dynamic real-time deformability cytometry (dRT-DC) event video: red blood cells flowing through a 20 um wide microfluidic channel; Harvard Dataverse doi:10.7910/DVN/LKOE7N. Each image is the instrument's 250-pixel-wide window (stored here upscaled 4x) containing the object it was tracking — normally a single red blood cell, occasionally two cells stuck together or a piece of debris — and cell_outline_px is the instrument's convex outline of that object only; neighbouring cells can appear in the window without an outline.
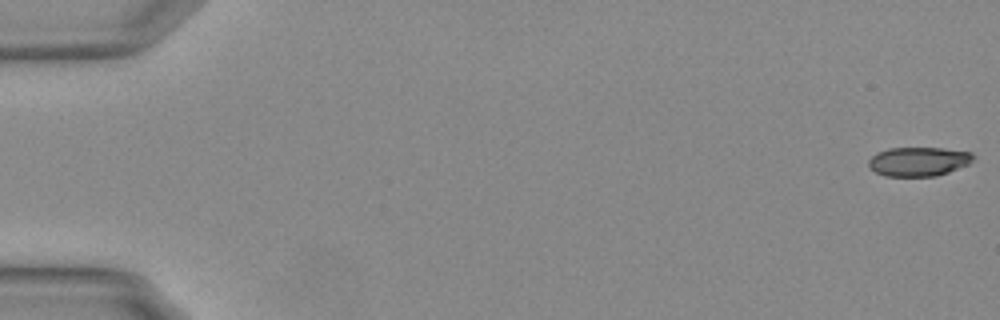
{"species": "Egyptian fruit bat (a non-hibernating species)", "species_latin": "Rousettus aegyptiacus", "temperature_condition": "warm", "stored_images_in_passage": 22, "camera_frame_rate_fps": 3000, "um_per_image_px": 0.085, "animal": {"sex": "female"}, "frame": {"image": 1, "passage_image": 1, "time_ms": 0.0, "image_size_px": [1000, 320], "cell_outline_px": [[976, 156], [968, 164], [948, 172], [936, 176], [884, 176], [876, 172], [868, 164], [868, 160], [876, 152], [888, 148], [944, 148], [972, 152]], "centroid_in_image_um": [78.08, 13.72], "position_along_channel_um": 6.9, "area_um2": 17.8}}
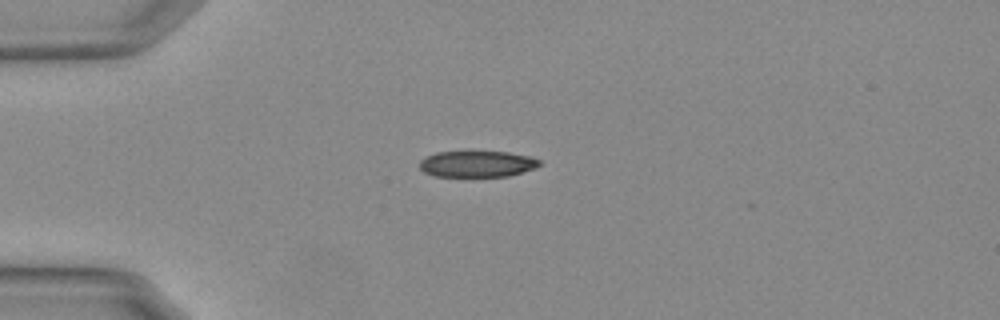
{"frame": {"image": 2, "passage_image": 15, "time_ms": 4.667, "image_size_px": [1000, 320], "cell_outline_px": [[540, 164], [536, 168], [508, 176], [436, 176], [424, 172], [420, 168], [420, 160], [436, 152], [508, 152], [532, 156], [540, 160]], "centroid_in_image_um": [40.59, 13.93], "position_along_channel_um": 44.4, "area_um2": 18.21}}
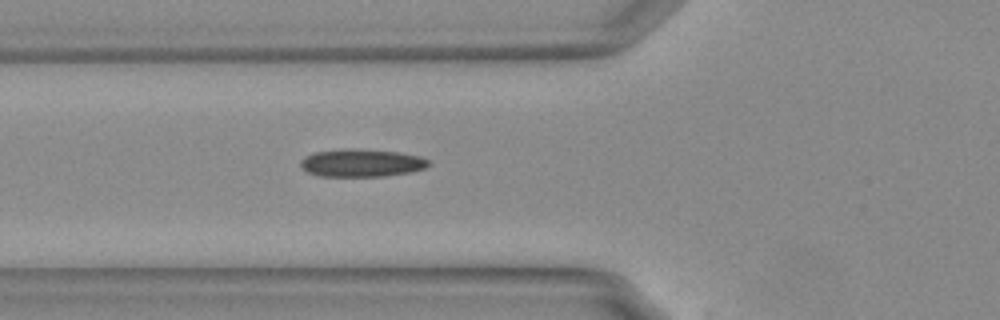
{"frame": {"image": 3, "passage_image": 21, "time_ms": 6.667, "image_size_px": [1000, 320], "cell_outline_px": [[432, 164], [424, 168], [408, 172], [384, 176], [320, 176], [308, 172], [300, 164], [300, 160], [304, 156], [312, 152], [344, 148], [356, 148], [400, 152], [420, 156], [428, 160]], "centroid_in_image_um": [30.72, 13.83], "position_along_channel_um": 95.1, "area_um2": 20.87}}